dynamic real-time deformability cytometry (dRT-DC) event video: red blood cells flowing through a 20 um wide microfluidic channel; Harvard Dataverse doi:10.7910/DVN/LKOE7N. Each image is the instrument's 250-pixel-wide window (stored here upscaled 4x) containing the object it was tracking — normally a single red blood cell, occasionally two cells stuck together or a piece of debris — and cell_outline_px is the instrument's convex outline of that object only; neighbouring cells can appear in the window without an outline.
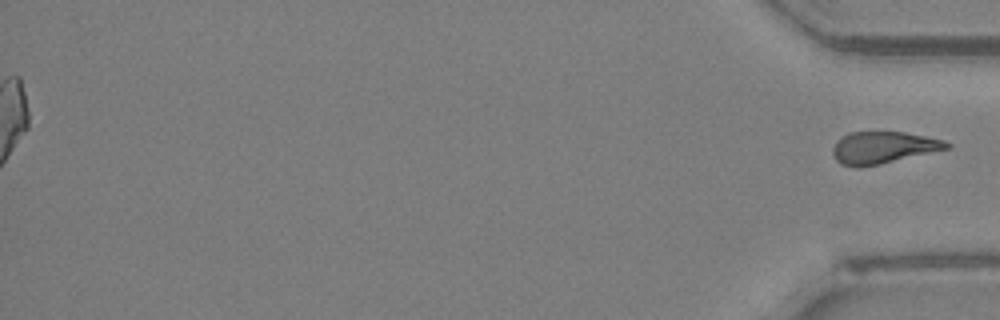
{"species": "Egyptian fruit bat (a non-hibernating species)", "species_latin": "Rousettus aegyptiacus", "temperature_condition": "room temperature", "stored_images_in_passage": 37, "segment_of_instrument_passage": [2, 2], "camera_frame_rate_fps": 3000, "um_per_image_px": 0.085, "animal": {"sex": "female"}, "frame": {"image": 1, "passage_image": 37, "time_ms": 12.0, "image_size_px": [1000, 320], "cell_outline_px": [[952, 148], [880, 164], [856, 168], [840, 164], [836, 160], [832, 152], [832, 148], [836, 140], [848, 132], [904, 132], [944, 140], [952, 144]], "centroid_in_image_um": [75.06, 12.55], "position_along_channel_um": 360.1, "area_um2": 21.44}}